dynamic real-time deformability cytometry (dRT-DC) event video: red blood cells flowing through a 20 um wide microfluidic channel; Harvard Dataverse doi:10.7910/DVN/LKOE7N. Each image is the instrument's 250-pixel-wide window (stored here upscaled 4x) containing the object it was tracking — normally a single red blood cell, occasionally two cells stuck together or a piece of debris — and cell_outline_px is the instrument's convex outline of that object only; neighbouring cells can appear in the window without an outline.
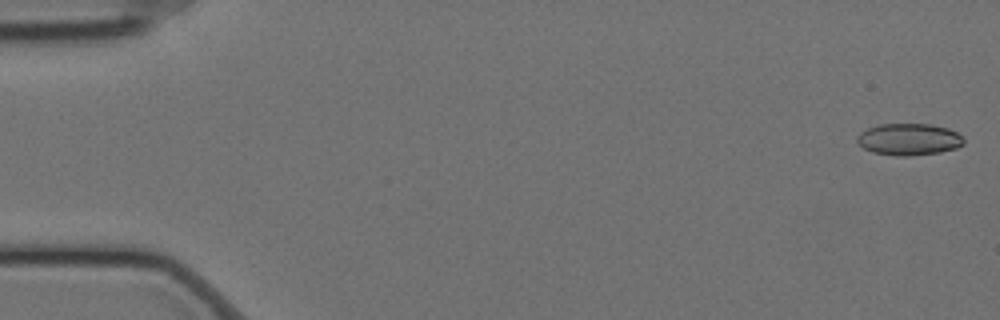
{"species": "Egyptian fruit bat (a non-hibernating species)", "species_latin": "Rousettus aegyptiacus", "temperature_condition": "cold", "stored_images_in_passage": 57, "camera_frame_rate_fps": 3000, "um_per_image_px": 0.085, "animal": {"sex": "female"}, "frame": {"image": 1, "passage_image": 1, "time_ms": 0.0, "image_size_px": [1000, 320], "cell_outline_px": [[964, 144], [956, 148], [940, 152], [908, 156], [896, 156], [872, 152], [864, 148], [856, 140], [856, 136], [860, 132], [868, 128], [880, 124], [932, 124], [948, 128], [956, 132], [964, 140]], "centroid_in_image_um": [77.25, 11.84], "position_along_channel_um": 7.8, "area_um2": 19.77}}
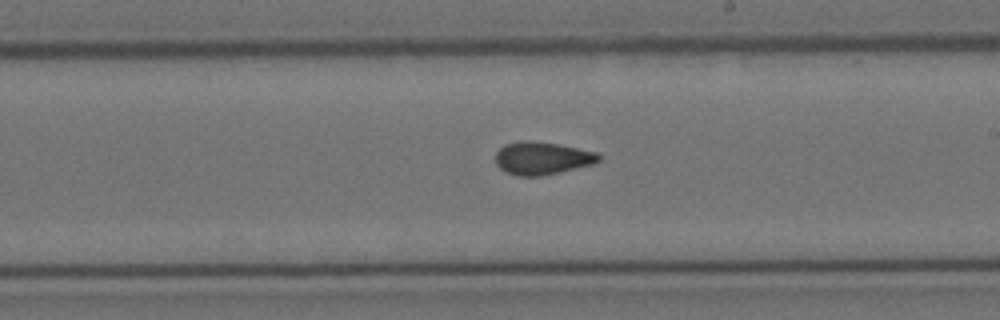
{"frame": {"image": 2, "passage_image": 33, "time_ms": 10.667, "image_size_px": [1000, 320], "cell_outline_px": [[600, 160], [596, 164], [560, 172], [540, 176], [516, 176], [504, 172], [496, 164], [496, 152], [504, 144], [524, 140], [528, 140], [556, 144], [600, 152]], "centroid_in_image_um": [46.1, 13.45], "position_along_channel_um": 242.9, "area_um2": 19.94}}
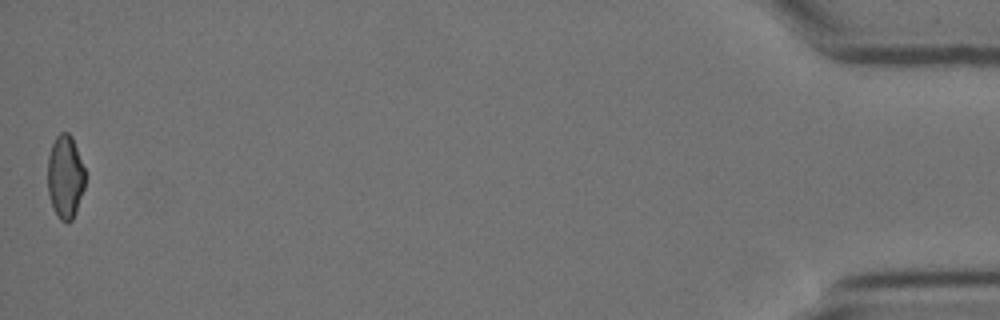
{"frame": {"image": 3, "passage_image": 57, "time_ms": 18.667, "image_size_px": [1000, 320], "cell_outline_px": [[84, 188], [76, 212], [72, 220], [68, 224], [60, 220], [52, 204], [48, 192], [48, 156], [52, 144], [56, 136], [60, 132], [68, 132], [72, 136], [84, 168]], "centroid_in_image_um": [5.54, 15.03], "position_along_channel_um": 429.7, "area_um2": 18.09}, "authors_computed_cell_mechanics": {"area_um2": 19.4786, "velocity_mm_per_s": 3.5262, "shape_relaxation_time_tau1_ms": null, "shape_relaxation_time_tau2_ms": 2.1209, "deformation_change_tau1": null, "deformation_change_tau2": 0.0775}}